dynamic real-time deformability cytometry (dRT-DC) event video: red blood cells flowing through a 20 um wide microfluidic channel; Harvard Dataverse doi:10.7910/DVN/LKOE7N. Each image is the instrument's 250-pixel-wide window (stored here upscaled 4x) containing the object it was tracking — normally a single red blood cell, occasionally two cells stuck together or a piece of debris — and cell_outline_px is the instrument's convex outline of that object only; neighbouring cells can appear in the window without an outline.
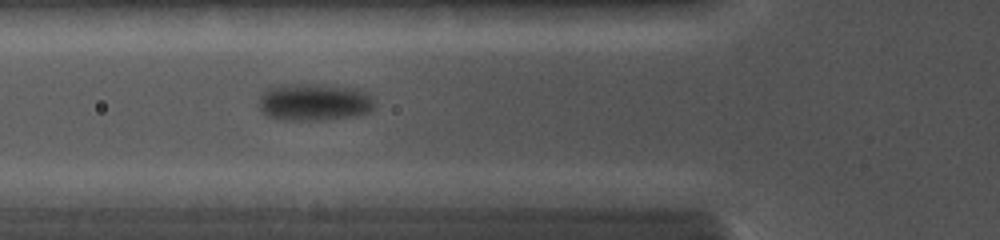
{"species": "common noctule bat (a hibernating species)", "species_latin": "Nyctalus noctula", "temperature_condition": "cold", "stored_images_in_passage": 70, "camera_frame_rate_fps": 5000, "um_per_image_px": 0.085, "animal": {"sex": "female", "body_mass_g": 19.0, "forearm_length_mm": 56.7}, "frame": {"image": 1, "passage_image": 4, "time_ms": 0.6, "image_size_px": [1000, 240], "cell_outline_px": [[376, 104], [368, 112], [360, 116], [324, 120], [280, 120], [268, 116], [260, 112], [260, 92], [276, 84], [316, 84], [364, 88], [372, 96]], "centroid_in_image_um": [26.74, 8.67], "position_along_channel_um": 99.1, "area_um2": 26.01}}
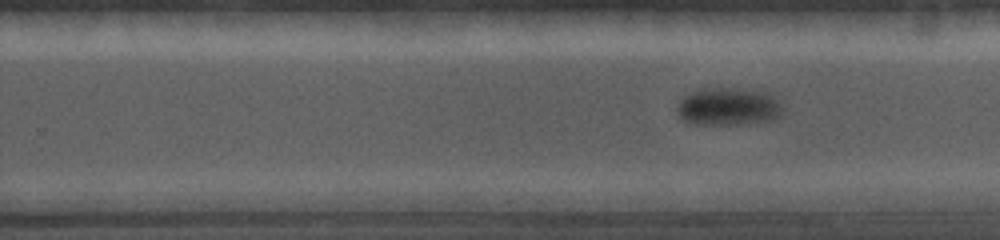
{"frame": {"image": 2, "passage_image": 34, "time_ms": 4.6, "image_size_px": [1000, 240], "cell_outline_px": [[784, 112], [780, 116], [772, 120], [740, 124], [696, 124], [684, 120], [676, 112], [676, 108], [680, 100], [684, 96], [700, 88], [728, 88], [756, 92], [772, 96], [784, 108]], "centroid_in_image_um": [61.87, 9.08], "position_along_channel_um": 267.9, "area_um2": 22.83}}
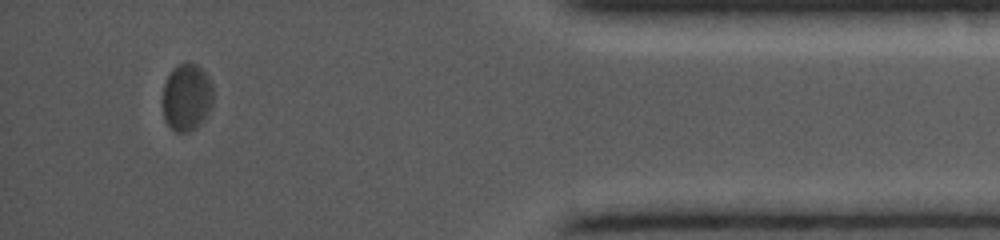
{"frame": {"image": 3, "passage_image": 64, "time_ms": 9.0, "image_size_px": [1000, 240], "cell_outline_px": [[212, 108], [208, 116], [196, 128], [188, 132], [176, 132], [164, 120], [164, 84], [172, 68], [176, 64], [196, 64], [208, 76], [212, 84]], "centroid_in_image_um": [15.9, 8.29], "position_along_channel_um": 419.3, "area_um2": 19.77}}